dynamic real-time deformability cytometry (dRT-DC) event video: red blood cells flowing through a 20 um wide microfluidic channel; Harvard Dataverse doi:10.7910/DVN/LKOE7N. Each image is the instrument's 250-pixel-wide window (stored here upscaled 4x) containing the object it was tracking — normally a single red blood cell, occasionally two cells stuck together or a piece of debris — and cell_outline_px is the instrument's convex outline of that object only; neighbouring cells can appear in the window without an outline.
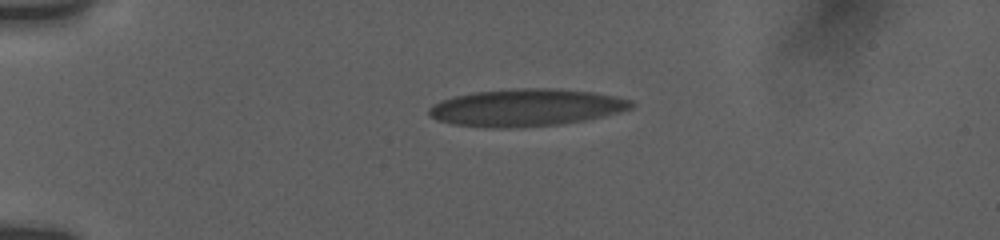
{"species": "human", "species_latin": "Homo sapiens", "temperature_condition": "room temperature", "stored_images_in_passage": 43, "camera_frame_rate_fps": 3000, "um_per_image_px": 0.085, "donor": {"sex": "female"}, "frame": {"image": 1, "passage_image": 1, "time_ms": 0.0, "image_size_px": [1000, 240], "cell_outline_px": [[636, 104], [632, 108], [584, 120], [560, 124], [500, 128], [456, 124], [436, 120], [428, 116], [428, 108], [432, 104], [440, 100], [456, 96], [476, 92], [520, 88], [548, 88], [592, 92], [632, 100]], "centroid_in_image_um": [44.67, 9.14], "position_along_channel_um": 40.3, "area_um2": 43.29}}
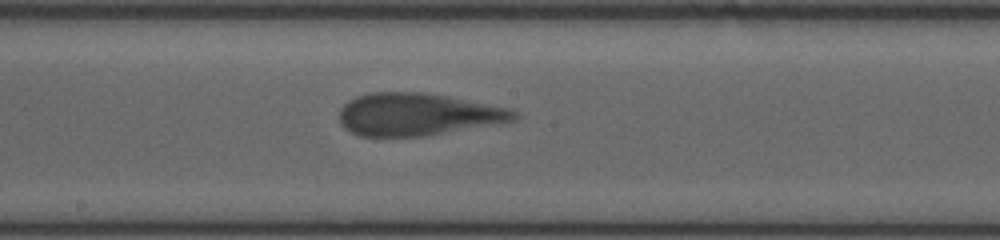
{"frame": {"image": 2, "passage_image": 19, "time_ms": 6.0, "image_size_px": [1000, 240], "cell_outline_px": [[520, 116], [516, 120], [420, 136], [360, 136], [344, 128], [340, 124], [340, 108], [348, 100], [356, 96], [368, 92], [424, 92], [448, 96], [508, 108], [520, 112]], "centroid_in_image_um": [35.46, 9.7], "position_along_channel_um": 212.7, "area_um2": 42.95}}
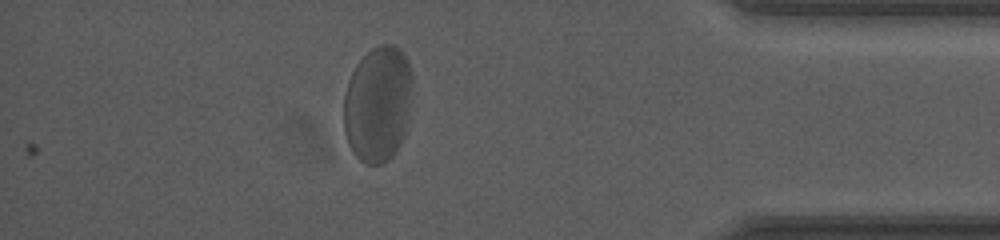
{"frame": {"image": 3, "passage_image": 37, "time_ms": 12.0, "image_size_px": [1000, 240], "cell_outline_px": [[412, 76], [408, 108], [404, 136], [396, 152], [388, 160], [380, 164], [364, 164], [356, 156], [348, 144], [344, 132], [344, 96], [348, 80], [356, 64], [372, 48], [380, 44], [392, 44], [400, 48], [404, 52], [408, 60]], "centroid_in_image_um": [32.1, 8.83], "position_along_channel_um": 403.1, "area_um2": 46.41}}